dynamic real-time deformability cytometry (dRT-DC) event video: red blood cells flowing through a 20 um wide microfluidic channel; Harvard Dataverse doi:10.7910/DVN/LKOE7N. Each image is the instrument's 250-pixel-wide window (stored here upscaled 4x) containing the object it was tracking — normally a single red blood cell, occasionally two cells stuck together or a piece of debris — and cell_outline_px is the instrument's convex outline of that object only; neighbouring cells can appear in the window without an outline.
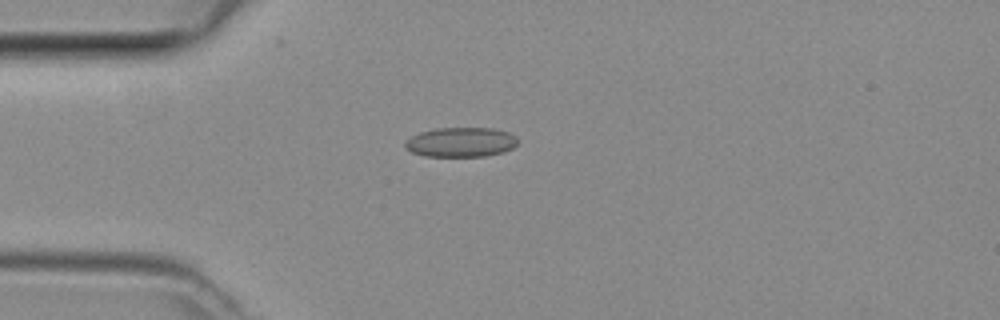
{"species": "common noctule bat (a hibernating species)", "species_latin": "Nyctalus noctula", "temperature_condition": "room temperature", "stored_images_in_passage": 2, "camera_frame_rate_fps": 3000, "um_per_image_px": 0.085, "animal": {"sex": "female", "body_mass_g": 29.2, "forearm_length_mm": 56.3}, "frame": {"image": 1, "passage_image": 1, "time_ms": 0.0, "image_size_px": [1000, 320], "cell_outline_px": [[520, 140], [512, 148], [504, 152], [484, 156], [424, 156], [412, 152], [404, 148], [404, 144], [412, 136], [420, 132], [436, 128], [492, 128], [508, 132], [516, 136]], "centroid_in_image_um": [39.19, 12.08], "position_along_channel_um": 45.8, "area_um2": 19.48}}